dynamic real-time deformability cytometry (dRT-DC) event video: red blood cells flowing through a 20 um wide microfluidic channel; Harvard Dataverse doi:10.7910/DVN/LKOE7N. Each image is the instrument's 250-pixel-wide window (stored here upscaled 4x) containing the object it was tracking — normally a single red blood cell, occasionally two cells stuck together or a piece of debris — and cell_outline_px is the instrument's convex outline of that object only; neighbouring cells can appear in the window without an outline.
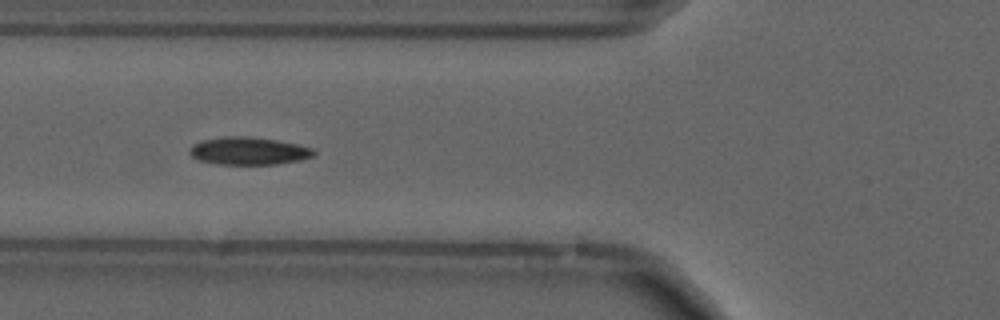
{"species": "common noctule bat (a hibernating species)", "species_latin": "Nyctalus noctula", "temperature_condition": "cold", "stored_images_in_passage": 40, "camera_frame_rate_fps": 3000, "um_per_image_px": 0.085, "animal": {"sex": "male", "forearm_length_mm": 52.5}, "frame": {"image": 1, "passage_image": 7, "time_ms": 2.0, "image_size_px": [1000, 320], "cell_outline_px": [[316, 156], [300, 160], [276, 164], [220, 164], [200, 160], [192, 156], [188, 152], [188, 148], [192, 144], [200, 140], [224, 136], [248, 136], [276, 140], [316, 148]], "centroid_in_image_um": [21.15, 12.82], "position_along_channel_um": 104.7, "area_um2": 20.23}, "authors_computed_cell_mechanics": {"area_um2": 18.9584, "velocity_mm_per_s": 3.6864, "shape_relaxation_time_tau1_ms": 6.3839, "shape_relaxation_time_tau2_ms": 3.9649, "deformation_change_tau1": 0.1653, "deformation_change_tau2": 0.1032}}